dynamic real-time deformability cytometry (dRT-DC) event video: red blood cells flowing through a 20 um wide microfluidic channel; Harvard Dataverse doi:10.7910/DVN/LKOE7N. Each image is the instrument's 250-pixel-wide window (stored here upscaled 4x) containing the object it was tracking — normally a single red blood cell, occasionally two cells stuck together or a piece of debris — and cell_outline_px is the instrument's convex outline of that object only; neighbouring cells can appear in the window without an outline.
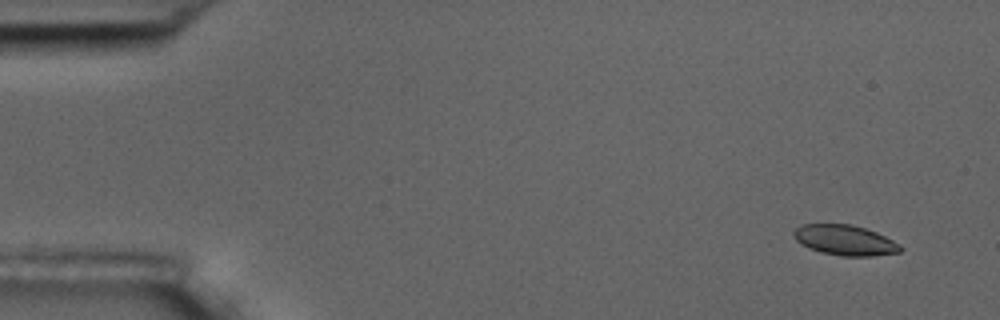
{"species": "common noctule bat (a hibernating species)", "species_latin": "Nyctalus noctula", "temperature_condition": "room temperature", "stored_images_in_passage": 4, "camera_frame_rate_fps": 3000, "um_per_image_px": 0.085, "animal": {"sex": "male", "body_mass_g": 17.5, "forearm_length_mm": 52.3}, "frame": {"image": 1, "passage_image": 1, "time_ms": 0.0, "image_size_px": [1000, 320], "cell_outline_px": [[904, 248], [900, 252], [872, 256], [840, 256], [820, 252], [808, 248], [800, 244], [792, 236], [792, 232], [800, 224], [852, 224], [876, 232], [900, 244]], "centroid_in_image_um": [71.79, 20.42], "position_along_channel_um": 13.2, "area_um2": 19.02}}